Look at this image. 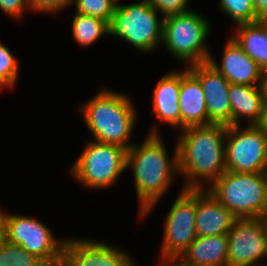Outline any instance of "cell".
<instances>
[{
	"label": "cell",
	"instance_id": "1",
	"mask_svg": "<svg viewBox=\"0 0 267 266\" xmlns=\"http://www.w3.org/2000/svg\"><path fill=\"white\" fill-rule=\"evenodd\" d=\"M180 132L176 144L178 172L186 178L182 189H206L226 171L227 125L211 123Z\"/></svg>",
	"mask_w": 267,
	"mask_h": 266
},
{
	"label": "cell",
	"instance_id": "2",
	"mask_svg": "<svg viewBox=\"0 0 267 266\" xmlns=\"http://www.w3.org/2000/svg\"><path fill=\"white\" fill-rule=\"evenodd\" d=\"M158 127H152L141 145L133 144L127 150L126 169L133 171L140 218L149 215L179 175L177 144L170 158Z\"/></svg>",
	"mask_w": 267,
	"mask_h": 266
},
{
	"label": "cell",
	"instance_id": "3",
	"mask_svg": "<svg viewBox=\"0 0 267 266\" xmlns=\"http://www.w3.org/2000/svg\"><path fill=\"white\" fill-rule=\"evenodd\" d=\"M125 94L102 87L91 100L79 105L85 125L94 135L91 140L127 150L134 144L130 141L138 118L133 101Z\"/></svg>",
	"mask_w": 267,
	"mask_h": 266
},
{
	"label": "cell",
	"instance_id": "4",
	"mask_svg": "<svg viewBox=\"0 0 267 266\" xmlns=\"http://www.w3.org/2000/svg\"><path fill=\"white\" fill-rule=\"evenodd\" d=\"M206 190L236 218L263 217L267 209V176L226 170Z\"/></svg>",
	"mask_w": 267,
	"mask_h": 266
},
{
	"label": "cell",
	"instance_id": "5",
	"mask_svg": "<svg viewBox=\"0 0 267 266\" xmlns=\"http://www.w3.org/2000/svg\"><path fill=\"white\" fill-rule=\"evenodd\" d=\"M163 20L162 43L170 55L188 66L208 62L211 51L206 39L211 25L203 14L191 9Z\"/></svg>",
	"mask_w": 267,
	"mask_h": 266
},
{
	"label": "cell",
	"instance_id": "6",
	"mask_svg": "<svg viewBox=\"0 0 267 266\" xmlns=\"http://www.w3.org/2000/svg\"><path fill=\"white\" fill-rule=\"evenodd\" d=\"M147 0L124 5L120 0L109 23V35L128 42L140 52H151L162 44L163 17Z\"/></svg>",
	"mask_w": 267,
	"mask_h": 266
},
{
	"label": "cell",
	"instance_id": "7",
	"mask_svg": "<svg viewBox=\"0 0 267 266\" xmlns=\"http://www.w3.org/2000/svg\"><path fill=\"white\" fill-rule=\"evenodd\" d=\"M126 157L127 149L119 145L89 140L69 173L86 188L104 190L126 171Z\"/></svg>",
	"mask_w": 267,
	"mask_h": 266
},
{
	"label": "cell",
	"instance_id": "8",
	"mask_svg": "<svg viewBox=\"0 0 267 266\" xmlns=\"http://www.w3.org/2000/svg\"><path fill=\"white\" fill-rule=\"evenodd\" d=\"M226 170L237 173L265 172L267 164V126H227Z\"/></svg>",
	"mask_w": 267,
	"mask_h": 266
},
{
	"label": "cell",
	"instance_id": "9",
	"mask_svg": "<svg viewBox=\"0 0 267 266\" xmlns=\"http://www.w3.org/2000/svg\"><path fill=\"white\" fill-rule=\"evenodd\" d=\"M196 189L179 191L166 215L163 240L160 247V266L180 258L197 237L195 229Z\"/></svg>",
	"mask_w": 267,
	"mask_h": 266
},
{
	"label": "cell",
	"instance_id": "10",
	"mask_svg": "<svg viewBox=\"0 0 267 266\" xmlns=\"http://www.w3.org/2000/svg\"><path fill=\"white\" fill-rule=\"evenodd\" d=\"M5 239L20 245L42 261H51L63 255L67 238L56 239L46 224L25 215L7 214Z\"/></svg>",
	"mask_w": 267,
	"mask_h": 266
},
{
	"label": "cell",
	"instance_id": "11",
	"mask_svg": "<svg viewBox=\"0 0 267 266\" xmlns=\"http://www.w3.org/2000/svg\"><path fill=\"white\" fill-rule=\"evenodd\" d=\"M227 236V266L265 264L262 260L267 259V237L263 217L236 218Z\"/></svg>",
	"mask_w": 267,
	"mask_h": 266
},
{
	"label": "cell",
	"instance_id": "12",
	"mask_svg": "<svg viewBox=\"0 0 267 266\" xmlns=\"http://www.w3.org/2000/svg\"><path fill=\"white\" fill-rule=\"evenodd\" d=\"M188 70L200 81L205 94L207 125L231 126L228 80L209 62L190 65Z\"/></svg>",
	"mask_w": 267,
	"mask_h": 266
},
{
	"label": "cell",
	"instance_id": "13",
	"mask_svg": "<svg viewBox=\"0 0 267 266\" xmlns=\"http://www.w3.org/2000/svg\"><path fill=\"white\" fill-rule=\"evenodd\" d=\"M128 255L107 242L75 237L67 239L63 249L70 266H137Z\"/></svg>",
	"mask_w": 267,
	"mask_h": 266
},
{
	"label": "cell",
	"instance_id": "14",
	"mask_svg": "<svg viewBox=\"0 0 267 266\" xmlns=\"http://www.w3.org/2000/svg\"><path fill=\"white\" fill-rule=\"evenodd\" d=\"M208 62L219 71L229 83L261 86L263 70L251 59L230 36L228 37L221 63L210 54Z\"/></svg>",
	"mask_w": 267,
	"mask_h": 266
},
{
	"label": "cell",
	"instance_id": "15",
	"mask_svg": "<svg viewBox=\"0 0 267 266\" xmlns=\"http://www.w3.org/2000/svg\"><path fill=\"white\" fill-rule=\"evenodd\" d=\"M235 219L206 189H196L195 229L198 237L228 234Z\"/></svg>",
	"mask_w": 267,
	"mask_h": 266
},
{
	"label": "cell",
	"instance_id": "16",
	"mask_svg": "<svg viewBox=\"0 0 267 266\" xmlns=\"http://www.w3.org/2000/svg\"><path fill=\"white\" fill-rule=\"evenodd\" d=\"M231 105V126L241 125L246 119L248 125H264L267 110L261 86L229 84Z\"/></svg>",
	"mask_w": 267,
	"mask_h": 266
},
{
	"label": "cell",
	"instance_id": "17",
	"mask_svg": "<svg viewBox=\"0 0 267 266\" xmlns=\"http://www.w3.org/2000/svg\"><path fill=\"white\" fill-rule=\"evenodd\" d=\"M180 130L186 127L207 125L205 94L200 81L188 70L181 71L179 91Z\"/></svg>",
	"mask_w": 267,
	"mask_h": 266
},
{
	"label": "cell",
	"instance_id": "18",
	"mask_svg": "<svg viewBox=\"0 0 267 266\" xmlns=\"http://www.w3.org/2000/svg\"><path fill=\"white\" fill-rule=\"evenodd\" d=\"M180 83L181 72L172 70L163 75L153 91V116L176 129H180Z\"/></svg>",
	"mask_w": 267,
	"mask_h": 266
},
{
	"label": "cell",
	"instance_id": "19",
	"mask_svg": "<svg viewBox=\"0 0 267 266\" xmlns=\"http://www.w3.org/2000/svg\"><path fill=\"white\" fill-rule=\"evenodd\" d=\"M227 234L196 237L180 259L194 266H227Z\"/></svg>",
	"mask_w": 267,
	"mask_h": 266
},
{
	"label": "cell",
	"instance_id": "20",
	"mask_svg": "<svg viewBox=\"0 0 267 266\" xmlns=\"http://www.w3.org/2000/svg\"><path fill=\"white\" fill-rule=\"evenodd\" d=\"M231 37L241 49L263 70H267V30L260 22L237 25Z\"/></svg>",
	"mask_w": 267,
	"mask_h": 266
},
{
	"label": "cell",
	"instance_id": "21",
	"mask_svg": "<svg viewBox=\"0 0 267 266\" xmlns=\"http://www.w3.org/2000/svg\"><path fill=\"white\" fill-rule=\"evenodd\" d=\"M71 24L72 36L82 47H88L101 36L109 35V23L99 18L75 13Z\"/></svg>",
	"mask_w": 267,
	"mask_h": 266
},
{
	"label": "cell",
	"instance_id": "22",
	"mask_svg": "<svg viewBox=\"0 0 267 266\" xmlns=\"http://www.w3.org/2000/svg\"><path fill=\"white\" fill-rule=\"evenodd\" d=\"M43 261L5 238L0 241V266H40Z\"/></svg>",
	"mask_w": 267,
	"mask_h": 266
},
{
	"label": "cell",
	"instance_id": "23",
	"mask_svg": "<svg viewBox=\"0 0 267 266\" xmlns=\"http://www.w3.org/2000/svg\"><path fill=\"white\" fill-rule=\"evenodd\" d=\"M218 6L236 25L253 23L260 19L252 0H219Z\"/></svg>",
	"mask_w": 267,
	"mask_h": 266
},
{
	"label": "cell",
	"instance_id": "24",
	"mask_svg": "<svg viewBox=\"0 0 267 266\" xmlns=\"http://www.w3.org/2000/svg\"><path fill=\"white\" fill-rule=\"evenodd\" d=\"M75 4L76 13L92 16L110 23L118 0H70Z\"/></svg>",
	"mask_w": 267,
	"mask_h": 266
},
{
	"label": "cell",
	"instance_id": "25",
	"mask_svg": "<svg viewBox=\"0 0 267 266\" xmlns=\"http://www.w3.org/2000/svg\"><path fill=\"white\" fill-rule=\"evenodd\" d=\"M18 76V60L10 49L0 42V84L11 89L17 84Z\"/></svg>",
	"mask_w": 267,
	"mask_h": 266
},
{
	"label": "cell",
	"instance_id": "26",
	"mask_svg": "<svg viewBox=\"0 0 267 266\" xmlns=\"http://www.w3.org/2000/svg\"><path fill=\"white\" fill-rule=\"evenodd\" d=\"M163 17L182 14L191 10L187 8L190 0H147Z\"/></svg>",
	"mask_w": 267,
	"mask_h": 266
},
{
	"label": "cell",
	"instance_id": "27",
	"mask_svg": "<svg viewBox=\"0 0 267 266\" xmlns=\"http://www.w3.org/2000/svg\"><path fill=\"white\" fill-rule=\"evenodd\" d=\"M30 11L38 13H60V10L71 5L70 0H28Z\"/></svg>",
	"mask_w": 267,
	"mask_h": 266
},
{
	"label": "cell",
	"instance_id": "28",
	"mask_svg": "<svg viewBox=\"0 0 267 266\" xmlns=\"http://www.w3.org/2000/svg\"><path fill=\"white\" fill-rule=\"evenodd\" d=\"M0 10L8 17L22 20L26 10L30 11L28 0H0Z\"/></svg>",
	"mask_w": 267,
	"mask_h": 266
},
{
	"label": "cell",
	"instance_id": "29",
	"mask_svg": "<svg viewBox=\"0 0 267 266\" xmlns=\"http://www.w3.org/2000/svg\"><path fill=\"white\" fill-rule=\"evenodd\" d=\"M252 3L259 17L267 15V0H252Z\"/></svg>",
	"mask_w": 267,
	"mask_h": 266
},
{
	"label": "cell",
	"instance_id": "30",
	"mask_svg": "<svg viewBox=\"0 0 267 266\" xmlns=\"http://www.w3.org/2000/svg\"><path fill=\"white\" fill-rule=\"evenodd\" d=\"M40 266H70L66 258L61 255L59 258L51 261H43Z\"/></svg>",
	"mask_w": 267,
	"mask_h": 266
},
{
	"label": "cell",
	"instance_id": "31",
	"mask_svg": "<svg viewBox=\"0 0 267 266\" xmlns=\"http://www.w3.org/2000/svg\"><path fill=\"white\" fill-rule=\"evenodd\" d=\"M7 214L0 209V241L5 238L6 235V218Z\"/></svg>",
	"mask_w": 267,
	"mask_h": 266
},
{
	"label": "cell",
	"instance_id": "32",
	"mask_svg": "<svg viewBox=\"0 0 267 266\" xmlns=\"http://www.w3.org/2000/svg\"><path fill=\"white\" fill-rule=\"evenodd\" d=\"M261 88H262L266 110H267V70L263 71Z\"/></svg>",
	"mask_w": 267,
	"mask_h": 266
},
{
	"label": "cell",
	"instance_id": "33",
	"mask_svg": "<svg viewBox=\"0 0 267 266\" xmlns=\"http://www.w3.org/2000/svg\"><path fill=\"white\" fill-rule=\"evenodd\" d=\"M163 266H194L183 262L180 258L172 259Z\"/></svg>",
	"mask_w": 267,
	"mask_h": 266
},
{
	"label": "cell",
	"instance_id": "34",
	"mask_svg": "<svg viewBox=\"0 0 267 266\" xmlns=\"http://www.w3.org/2000/svg\"><path fill=\"white\" fill-rule=\"evenodd\" d=\"M259 21L265 26V28L267 30V15L260 17Z\"/></svg>",
	"mask_w": 267,
	"mask_h": 266
},
{
	"label": "cell",
	"instance_id": "35",
	"mask_svg": "<svg viewBox=\"0 0 267 266\" xmlns=\"http://www.w3.org/2000/svg\"><path fill=\"white\" fill-rule=\"evenodd\" d=\"M263 219H264V222H265V224L267 226V209H266V212H265V214L263 216Z\"/></svg>",
	"mask_w": 267,
	"mask_h": 266
},
{
	"label": "cell",
	"instance_id": "36",
	"mask_svg": "<svg viewBox=\"0 0 267 266\" xmlns=\"http://www.w3.org/2000/svg\"><path fill=\"white\" fill-rule=\"evenodd\" d=\"M2 89H4V87L0 84V92H1Z\"/></svg>",
	"mask_w": 267,
	"mask_h": 266
},
{
	"label": "cell",
	"instance_id": "37",
	"mask_svg": "<svg viewBox=\"0 0 267 266\" xmlns=\"http://www.w3.org/2000/svg\"><path fill=\"white\" fill-rule=\"evenodd\" d=\"M265 174H266V176H267V164H266Z\"/></svg>",
	"mask_w": 267,
	"mask_h": 266
}]
</instances>
